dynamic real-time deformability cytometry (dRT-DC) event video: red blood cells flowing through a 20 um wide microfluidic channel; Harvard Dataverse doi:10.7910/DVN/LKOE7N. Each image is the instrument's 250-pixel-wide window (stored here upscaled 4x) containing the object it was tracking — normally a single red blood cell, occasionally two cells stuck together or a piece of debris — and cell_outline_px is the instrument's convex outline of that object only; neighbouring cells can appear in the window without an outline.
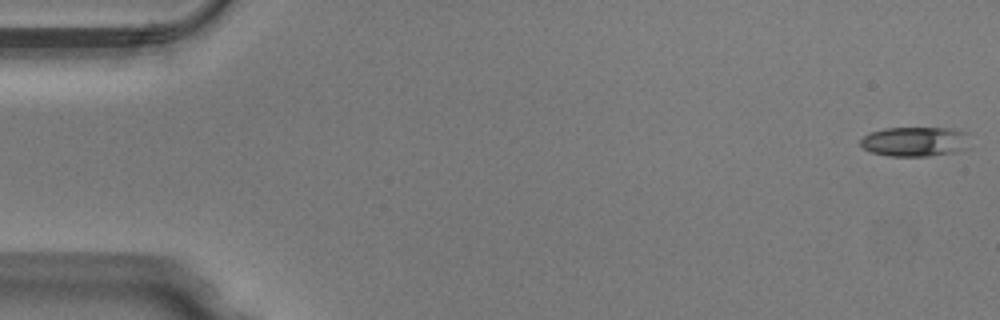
{"species": "Egyptian fruit bat (a non-hibernating species)", "species_latin": "Rousettus aegyptiacus", "temperature_condition": "warm", "stored_images_in_passage": 50, "camera_frame_rate_fps": 3000, "um_per_image_px": 0.085, "animal": {"sex": "male"}, "frame": {"image": 1, "passage_image": 1, "time_ms": 0.0, "image_size_px": [1000, 320], "cell_outline_px": [[968, 148], [956, 152], [928, 156], [892, 156], [872, 152], [864, 148], [860, 144], [860, 140], [864, 136], [872, 132], [884, 128], [952, 128], [968, 132]], "centroid_in_image_um": [77.82, 12.03], "position_along_channel_um": 7.2, "area_um2": 18.96}}
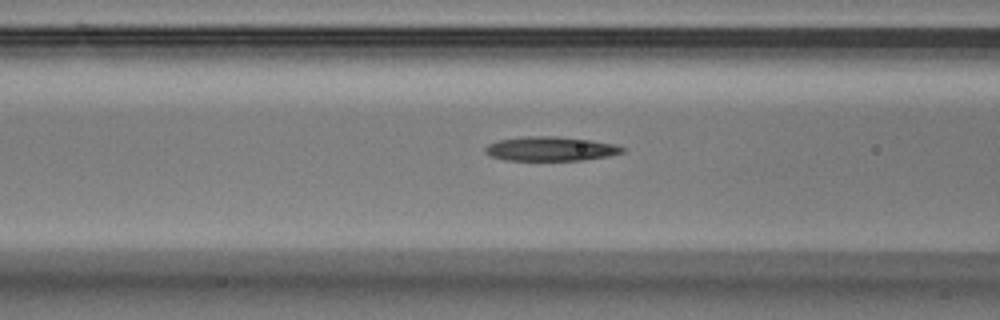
{"frame": {"image": 2, "passage_image": 20, "time_ms": 6.333, "image_size_px": [1000, 320], "cell_outline_px": [[624, 152], [608, 156], [580, 160], [504, 160], [492, 156], [484, 152], [484, 148], [488, 144], [500, 140], [520, 136], [556, 136], [588, 140], [612, 144], [624, 148]], "centroid_in_image_um": [46.74, 12.64], "position_along_channel_um": 119.9, "area_um2": 19.19}}
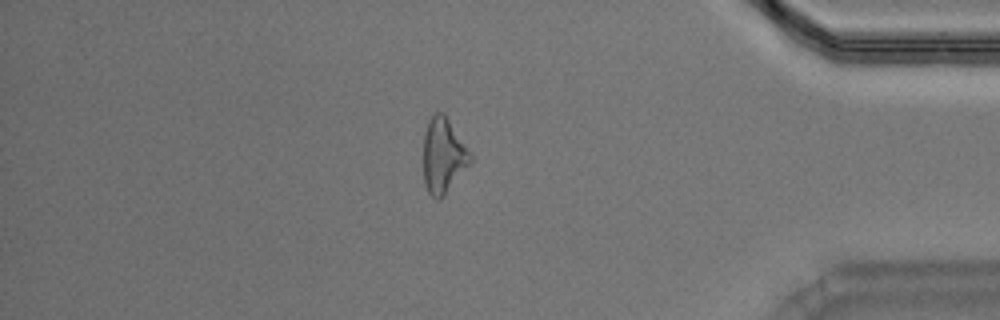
{"frame": {"image": 3, "passage_image": 43, "time_ms": 14.0, "image_size_px": [1000, 320], "cell_outline_px": [[472, 160], [444, 196], [440, 200], [436, 200], [428, 192], [424, 184], [424, 136], [428, 120], [436, 112], [444, 112], [472, 156]], "centroid_in_image_um": [37.66, 13.24], "position_along_channel_um": 397.5, "area_um2": 20.29}, "authors_computed_cell_mechanics": {"area_um2": 19.5364, "velocity_mm_per_s": 4.0466, "shape_relaxation_time_tau1_ms": 3.5555, "shape_relaxation_time_tau2_ms": 5.849, "deformation_change_tau1": 0.1859, "deformation_change_tau2": 0.2226}}